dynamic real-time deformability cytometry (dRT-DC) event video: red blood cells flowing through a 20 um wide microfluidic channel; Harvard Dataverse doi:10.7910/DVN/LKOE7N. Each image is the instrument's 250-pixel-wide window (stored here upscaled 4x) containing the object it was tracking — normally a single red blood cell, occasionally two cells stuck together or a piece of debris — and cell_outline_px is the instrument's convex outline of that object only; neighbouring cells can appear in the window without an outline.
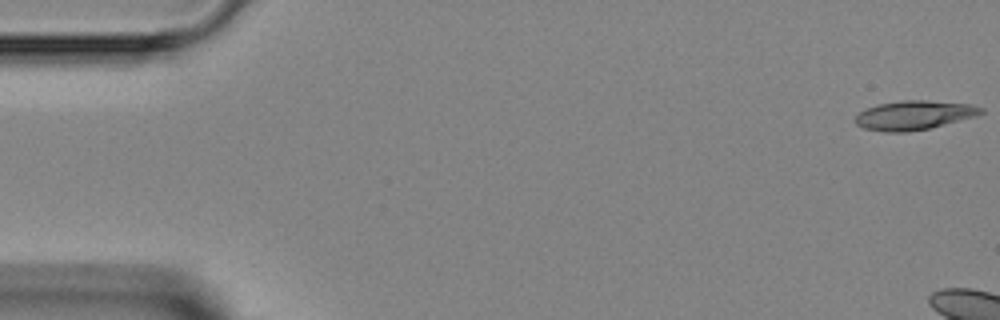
{"species": "Egyptian fruit bat (a non-hibernating species)", "species_latin": "Rousettus aegyptiacus", "temperature_condition": "room temperature", "stored_images_in_passage": 6, "camera_frame_rate_fps": 3000, "um_per_image_px": 0.085, "animal": {"sex": "female"}, "frame": {"image": 1, "passage_image": 1, "time_ms": 0.0, "image_size_px": [1000, 320], "cell_outline_px": [[984, 112], [976, 116], [928, 128], [908, 132], [884, 132], [864, 128], [856, 124], [856, 116], [860, 112], [876, 104], [900, 100], [924, 100], [972, 104], [984, 108]], "centroid_in_image_um": [77.7, 9.78], "position_along_channel_um": 7.3, "area_um2": 21.27}}